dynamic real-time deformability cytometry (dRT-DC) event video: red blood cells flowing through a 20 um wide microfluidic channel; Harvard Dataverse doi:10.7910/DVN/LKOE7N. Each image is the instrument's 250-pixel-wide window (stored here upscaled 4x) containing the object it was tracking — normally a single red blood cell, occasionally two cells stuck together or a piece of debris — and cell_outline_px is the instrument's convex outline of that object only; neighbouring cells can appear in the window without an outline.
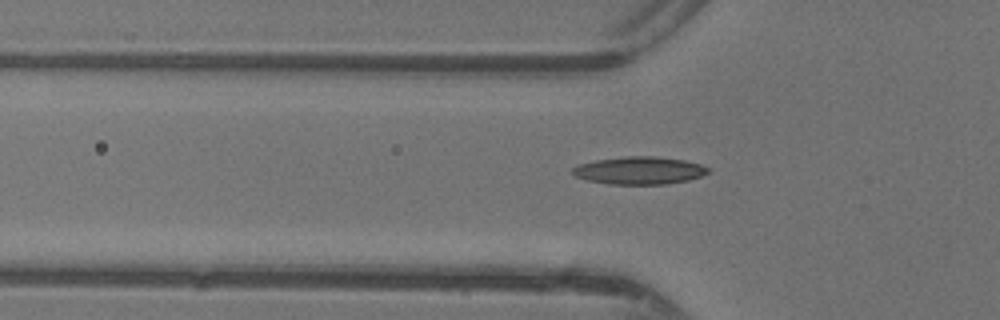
{"species": "common noctule bat (a hibernating species)", "species_latin": "Nyctalus noctula", "temperature_condition": "warm", "stored_images_in_passage": 38, "camera_frame_rate_fps": 3000, "um_per_image_px": 0.085, "animal": {"sex": "female"}, "frame": {"image": 1, "passage_image": 10, "time_ms": 3.0, "image_size_px": [1000, 320], "cell_outline_px": [[712, 172], [688, 180], [664, 184], [608, 184], [588, 180], [576, 176], [568, 172], [572, 168], [580, 164], [596, 160], [624, 156], [652, 156], [684, 160], [700, 164], [712, 168]], "centroid_in_image_um": [54.36, 14.49], "position_along_channel_um": 71.4, "area_um2": 21.91}}
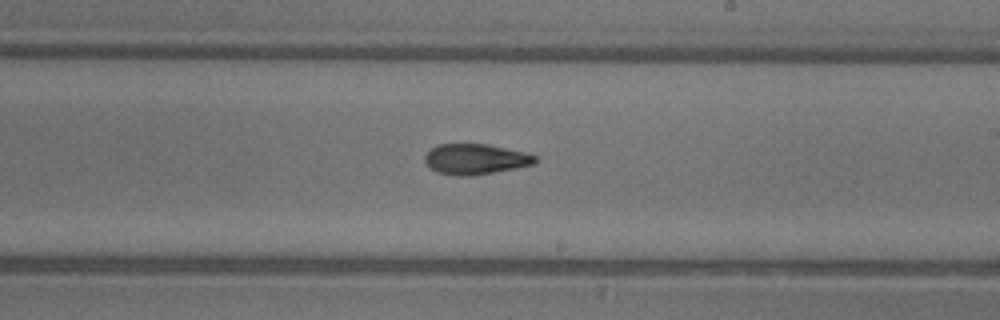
{"frame": {"image": 2, "passage_image": 22, "time_ms": 7.0, "image_size_px": [1000, 320], "cell_outline_px": [[540, 160], [536, 164], [472, 176], [456, 176], [436, 172], [424, 160], [424, 156], [436, 144], [488, 144], [524, 152], [536, 156]], "centroid_in_image_um": [40.44, 13.53], "position_along_channel_um": 248.6, "area_um2": 19.65}}
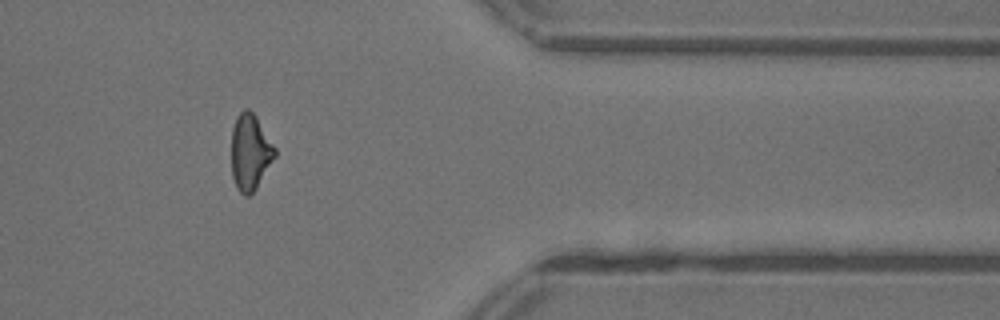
{"frame": {"image": 3, "passage_image": 33, "time_ms": 10.667, "image_size_px": [1000, 320], "cell_outline_px": [[276, 156], [256, 188], [248, 196], [244, 196], [236, 188], [232, 176], [232, 128], [236, 116], [244, 108], [248, 108], [256, 116], [276, 148]], "centroid_in_image_um": [21.26, 12.92], "position_along_channel_um": 390.1, "area_um2": 19.31}, "authors_computed_cell_mechanics": {"area_um2": 19.8254, "velocity_mm_per_s": 4.4029, "shape_relaxation_time_tau1_ms": 7.3927, "shape_relaxation_time_tau2_ms": 2.293, "deformation_change_tau1": 0.2073, "deformation_change_tau2": 0.1006}}